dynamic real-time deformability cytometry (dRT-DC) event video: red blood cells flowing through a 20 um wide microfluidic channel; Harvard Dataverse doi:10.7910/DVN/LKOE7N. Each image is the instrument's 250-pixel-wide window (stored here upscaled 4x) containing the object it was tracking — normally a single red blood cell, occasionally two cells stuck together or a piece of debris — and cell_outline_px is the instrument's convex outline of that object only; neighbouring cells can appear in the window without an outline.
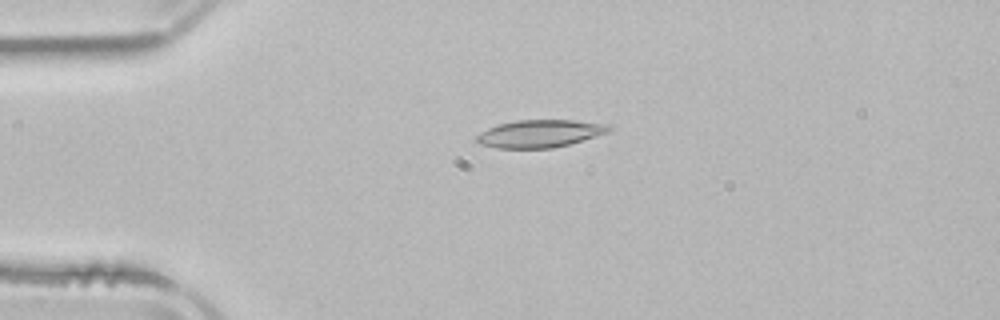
{"species": "common noctule bat (a hibernating species)", "species_latin": "Nyctalus noctula", "temperature_condition": "room temperature", "stored_images_in_passage": 4, "camera_frame_rate_fps": 3000, "um_per_image_px": 0.085, "animal": {"sex": "male", "body_mass_g": 21.5, "forearm_length_mm": 52.0}, "frame": {"image": 1, "passage_image": 2, "time_ms": 1.333, "image_size_px": [1000, 320], "cell_outline_px": [[612, 128], [608, 132], [568, 144], [552, 148], [496, 148], [480, 144], [476, 140], [476, 136], [480, 132], [488, 128], [500, 124], [516, 120], [572, 120], [612, 124]], "centroid_in_image_um": [45.89, 11.35], "position_along_channel_um": 39.1, "area_um2": 21.15}}
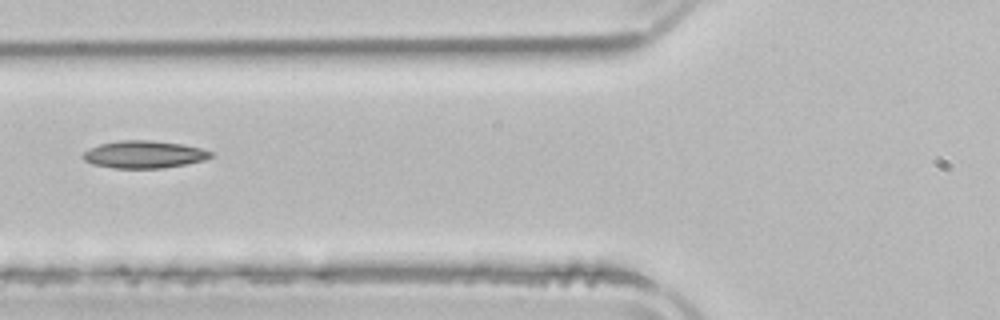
{"frame": {"image": 2, "passage_image": 4, "time_ms": 4.0, "image_size_px": [1000, 320], "cell_outline_px": [[216, 156], [204, 160], [164, 168], [112, 168], [92, 164], [84, 160], [80, 156], [88, 148], [100, 144], [120, 140], [152, 140], [184, 144], [216, 152]], "centroid_in_image_um": [12.27, 13.12], "position_along_channel_um": 113.5, "area_um2": 20.75}}